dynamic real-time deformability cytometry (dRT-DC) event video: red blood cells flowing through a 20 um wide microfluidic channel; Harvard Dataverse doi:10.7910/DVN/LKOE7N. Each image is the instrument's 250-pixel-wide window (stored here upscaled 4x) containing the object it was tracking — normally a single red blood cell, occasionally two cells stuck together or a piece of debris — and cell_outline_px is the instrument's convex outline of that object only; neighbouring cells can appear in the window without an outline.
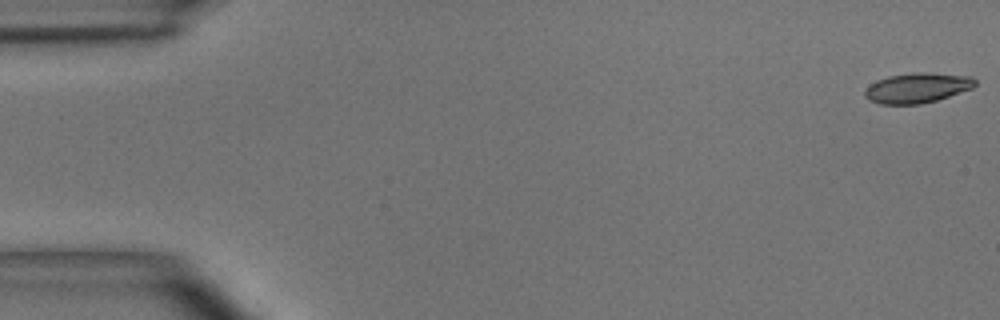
{"species": "common noctule bat (a hibernating species)", "species_latin": "Nyctalus noctula", "temperature_condition": "room temperature", "stored_images_in_passage": 50, "camera_frame_rate_fps": 3000, "um_per_image_px": 0.085, "animal": {"sex": "male", "body_mass_g": 15.6}, "frame": {"image": 1, "passage_image": 1, "time_ms": 0.0, "image_size_px": [1000, 320], "cell_outline_px": [[976, 84], [972, 88], [936, 100], [920, 104], [880, 104], [868, 100], [864, 96], [864, 92], [876, 80], [888, 76], [912, 72], [924, 72], [972, 76], [976, 80]], "centroid_in_image_um": [77.96, 7.46], "position_along_channel_um": 7.0, "area_um2": 19.25}}
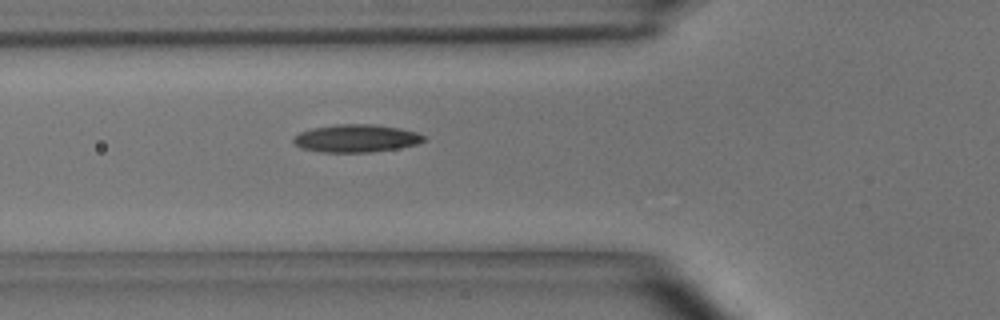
{"frame": {"image": 2, "passage_image": 18, "time_ms": 5.667, "image_size_px": [1000, 320], "cell_outline_px": [[428, 140], [416, 144], [396, 148], [372, 152], [320, 152], [300, 148], [292, 140], [300, 132], [312, 128], [336, 124], [372, 124], [400, 128], [416, 132], [428, 136]], "centroid_in_image_um": [30.31, 11.75], "position_along_channel_um": 95.5, "area_um2": 21.15}}
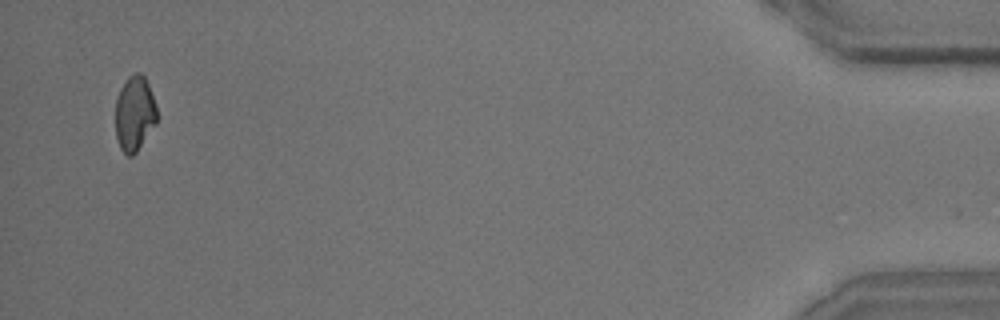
{"frame": {"image": 3, "passage_image": 49, "time_ms": 16.0, "image_size_px": [1000, 320], "cell_outline_px": [[160, 116], [156, 124], [136, 152], [132, 156], [128, 156], [120, 148], [116, 136], [116, 100], [120, 88], [128, 76], [136, 72], [140, 72], [144, 76], [148, 84], [156, 104]], "centroid_in_image_um": [11.47, 9.64], "position_along_channel_um": 423.7, "area_um2": 18.38}, "authors_computed_cell_mechanics": {"area_um2": 19.652, "velocity_mm_per_s": 3.9666, "shape_relaxation_time_tau1_ms": 4.8554, "shape_relaxation_time_tau2_ms": null, "deformation_change_tau1": 0.1158, "deformation_change_tau2": null}}